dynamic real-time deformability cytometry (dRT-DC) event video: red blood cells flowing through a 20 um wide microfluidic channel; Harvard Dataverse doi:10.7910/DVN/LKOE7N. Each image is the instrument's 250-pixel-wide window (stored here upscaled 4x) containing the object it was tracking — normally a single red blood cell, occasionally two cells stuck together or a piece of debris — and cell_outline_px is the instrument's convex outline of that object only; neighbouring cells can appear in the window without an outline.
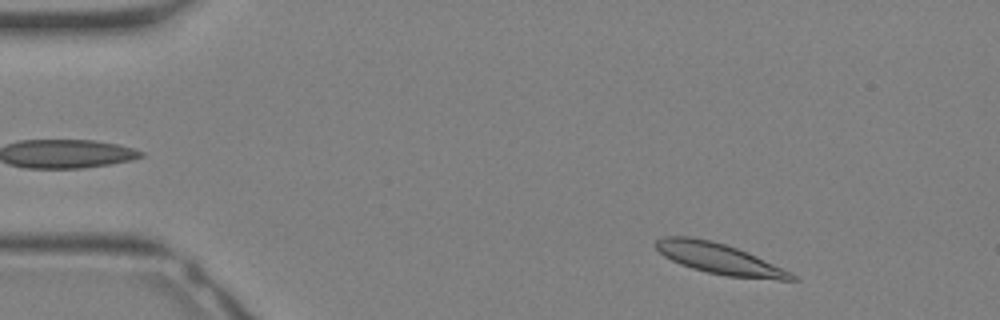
{"species": "Egyptian fruit bat (a non-hibernating species)", "species_latin": "Rousettus aegyptiacus", "temperature_condition": "warm", "stored_images_in_passage": 30, "camera_frame_rate_fps": 3000, "um_per_image_px": 0.085, "animal": {"sex": "female"}, "frame": {"image": 1, "passage_image": 2, "time_ms": 0.333, "image_size_px": [1000, 320], "cell_outline_px": [[800, 280], [780, 280], [728, 276], [708, 272], [692, 268], [680, 264], [664, 256], [656, 248], [656, 240], [664, 236], [688, 236], [712, 240], [748, 252], [792, 272]], "centroid_in_image_um": [61.16, 21.99], "position_along_channel_um": 23.8, "area_um2": 24.22}}
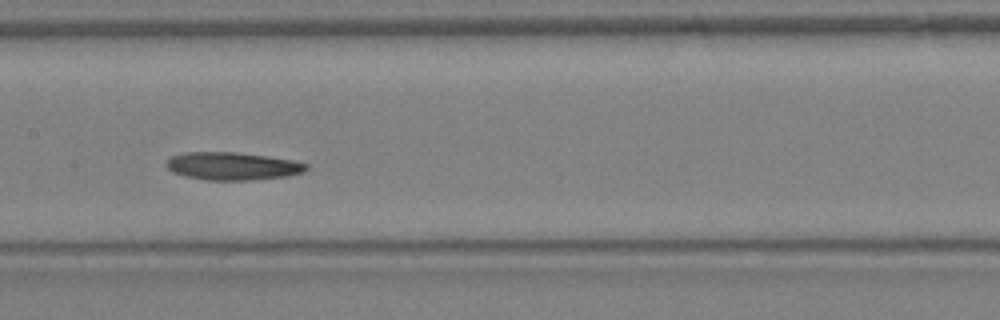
{"frame": {"image": 2, "passage_image": 14, "time_ms": 4.333, "image_size_px": [1000, 320], "cell_outline_px": [[308, 168], [304, 172], [288, 176], [248, 180], [204, 180], [184, 176], [172, 172], [164, 164], [172, 156], [184, 152], [236, 152], [268, 156], [292, 160], [308, 164]], "centroid_in_image_um": [19.75, 14.12], "position_along_channel_um": 187.7, "area_um2": 22.77}}
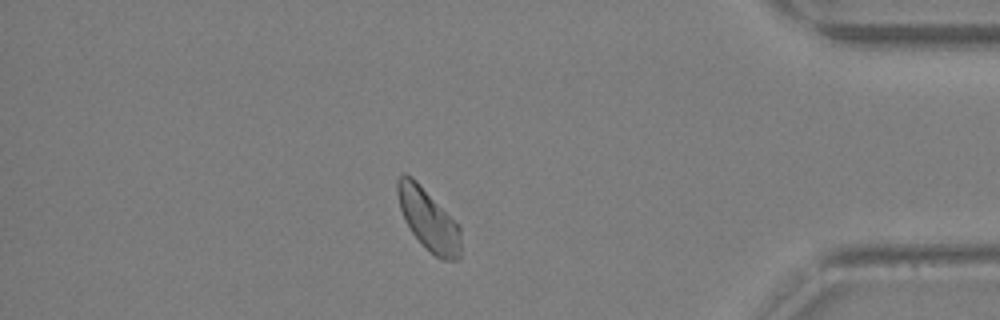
{"frame": {"image": 3, "passage_image": 26, "time_ms": 8.333, "image_size_px": [1000, 320], "cell_outline_px": [[460, 260], [440, 260], [412, 232], [400, 208], [396, 192], [396, 180], [400, 172], [404, 172], [412, 176], [460, 224]], "centroid_in_image_um": [36.42, 18.6], "position_along_channel_um": 398.8, "area_um2": 22.72}}